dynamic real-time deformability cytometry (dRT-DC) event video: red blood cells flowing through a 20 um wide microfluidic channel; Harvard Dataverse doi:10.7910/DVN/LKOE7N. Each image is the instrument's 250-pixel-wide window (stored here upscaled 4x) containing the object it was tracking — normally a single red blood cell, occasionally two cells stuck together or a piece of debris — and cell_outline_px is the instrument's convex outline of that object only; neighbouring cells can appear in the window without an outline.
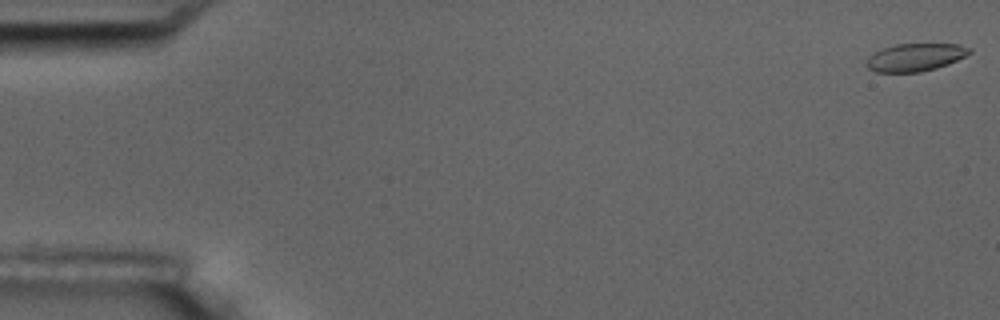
{"species": "common noctule bat (a hibernating species)", "species_latin": "Nyctalus noctula", "temperature_condition": "room temperature", "stored_images_in_passage": 6, "camera_frame_rate_fps": 3000, "um_per_image_px": 0.085, "animal": {"sex": "male", "body_mass_g": 17.5, "forearm_length_mm": 52.3}, "frame": {"image": 1, "passage_image": 1, "time_ms": 0.0, "image_size_px": [1000, 320], "cell_outline_px": [[972, 52], [948, 64], [936, 68], [920, 72], [876, 72], [868, 68], [864, 64], [868, 56], [884, 48], [896, 44], [960, 44], [972, 48]], "centroid_in_image_um": [77.79, 4.87], "position_along_channel_um": 7.2, "area_um2": 16.65}}
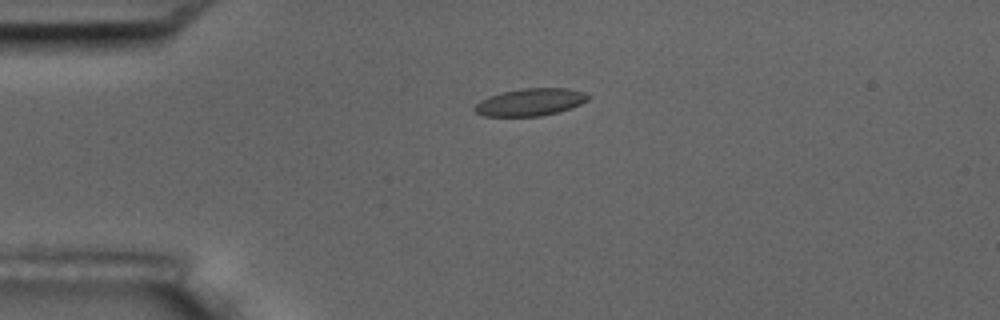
{"frame": {"image": 2, "passage_image": 4, "time_ms": 4.333, "image_size_px": [1000, 320], "cell_outline_px": [[592, 96], [588, 100], [580, 104], [556, 112], [540, 116], [484, 116], [476, 112], [472, 108], [480, 100], [488, 96], [520, 88], [568, 88], [584, 92]], "centroid_in_image_um": [45.07, 8.67], "position_along_channel_um": 39.9, "area_um2": 18.03}}